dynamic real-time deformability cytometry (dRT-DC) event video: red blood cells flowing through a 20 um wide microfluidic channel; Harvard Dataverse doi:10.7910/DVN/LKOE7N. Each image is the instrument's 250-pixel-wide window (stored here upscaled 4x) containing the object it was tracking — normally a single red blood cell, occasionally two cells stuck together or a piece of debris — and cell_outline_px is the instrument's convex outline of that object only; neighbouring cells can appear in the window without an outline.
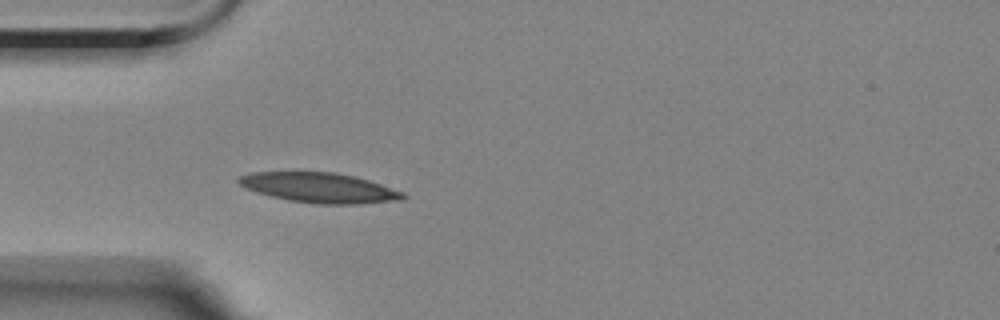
{"species": "Egyptian fruit bat (a non-hibernating species)", "species_latin": "Rousettus aegyptiacus", "temperature_condition": "room temperature", "stored_images_in_passage": 2, "camera_frame_rate_fps": 3000, "um_per_image_px": 0.085, "animal": {"sex": "female"}, "frame": {"image": 1, "passage_image": 2, "time_ms": 1.0, "image_size_px": [1000, 320], "cell_outline_px": [[408, 196], [404, 200], [360, 204], [316, 204], [288, 200], [256, 192], [244, 188], [236, 180], [240, 176], [252, 172], [332, 172], [352, 176], [368, 180], [404, 192]], "centroid_in_image_um": [27.17, 15.97], "position_along_channel_um": 57.8, "area_um2": 28.73}}